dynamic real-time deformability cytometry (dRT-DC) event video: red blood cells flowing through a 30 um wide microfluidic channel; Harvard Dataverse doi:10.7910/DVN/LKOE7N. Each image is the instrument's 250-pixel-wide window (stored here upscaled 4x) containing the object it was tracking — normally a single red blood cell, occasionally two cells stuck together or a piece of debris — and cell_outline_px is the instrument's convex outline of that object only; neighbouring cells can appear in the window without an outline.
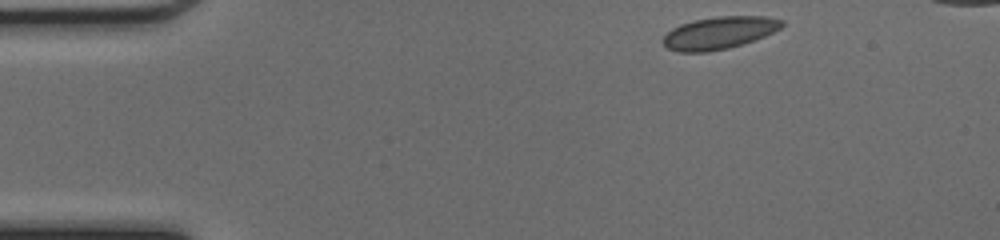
{"species": "common noctule bat (a hibernating species)", "species_latin": "Nyctalus noctula", "temperature_condition": "cold", "stored_images_in_passage": 42, "camera_frame_rate_fps": 3000, "um_per_image_px": 0.085, "animal": {"sex": "female", "body_mass_g": 17.0, "forearm_length_mm": 48.0}, "frame": {"image": 1, "passage_image": 1, "time_ms": 0.0, "image_size_px": [1000, 240], "cell_outline_px": [[784, 24], [780, 28], [764, 36], [728, 48], [708, 52], [680, 52], [668, 48], [660, 40], [672, 28], [680, 24], [696, 20], [716, 16], [764, 16], [784, 20]], "centroid_in_image_um": [61.11, 2.79], "position_along_channel_um": 23.9, "area_um2": 22.25}}
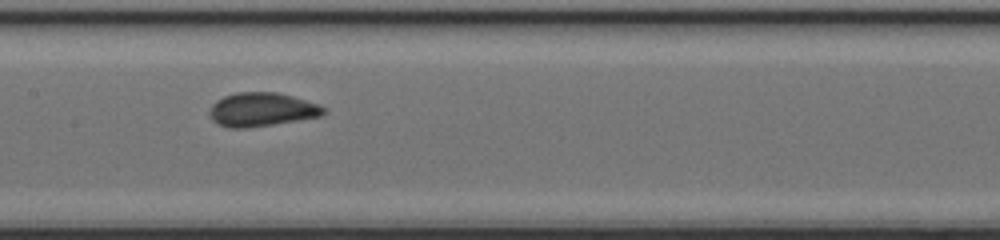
{"frame": {"image": 2, "passage_image": 18, "time_ms": 5.667, "image_size_px": [1000, 240], "cell_outline_px": [[328, 112], [320, 116], [248, 128], [228, 128], [216, 124], [212, 120], [208, 112], [212, 104], [216, 100], [224, 96], [236, 92], [276, 92], [292, 96], [316, 104], [324, 108]], "centroid_in_image_um": [22.18, 9.31], "position_along_channel_um": 185.2, "area_um2": 22.37}}
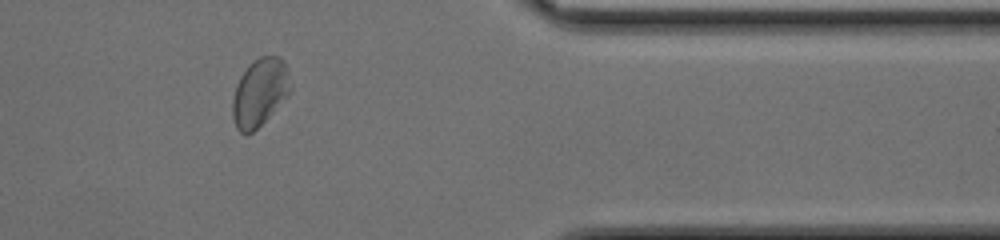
{"frame": {"image": 3, "passage_image": 34, "time_ms": 11.0, "image_size_px": [1000, 240], "cell_outline_px": [[292, 92], [252, 132], [240, 132], [236, 128], [232, 116], [232, 100], [236, 84], [240, 76], [248, 64], [260, 56], [280, 56], [284, 60], [288, 68], [292, 88]], "centroid_in_image_um": [22.1, 7.8], "position_along_channel_um": 389.3, "area_um2": 23.0}, "authors_computed_cell_mechanics": {"area_um2": 22.0796, "velocity_mm_per_s": 4.2363, "shape_relaxation_time_tau1_ms": 2.591, "shape_relaxation_time_tau2_ms": null, "deformation_change_tau1": 0.0609, "deformation_change_tau2": null}}